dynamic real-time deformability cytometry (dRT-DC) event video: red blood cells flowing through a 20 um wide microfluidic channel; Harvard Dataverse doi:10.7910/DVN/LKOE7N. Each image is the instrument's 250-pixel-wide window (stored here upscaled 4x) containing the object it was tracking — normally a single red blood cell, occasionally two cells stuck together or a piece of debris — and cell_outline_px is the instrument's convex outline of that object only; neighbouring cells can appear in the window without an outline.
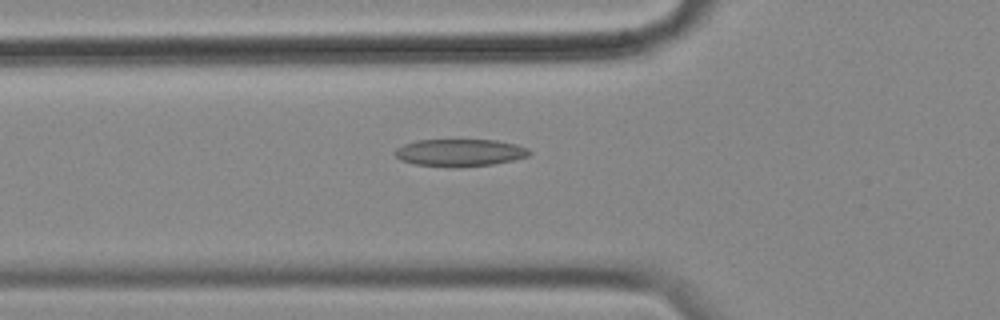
{"species": "common noctule bat (a hibernating species)", "species_latin": "Nyctalus noctula", "temperature_condition": "cold", "stored_images_in_passage": 38, "camera_frame_rate_fps": 3000, "um_per_image_px": 0.085, "animal": {"sex": "female", "body_mass_g": 18.4}, "frame": {"image": 1, "passage_image": 5, "time_ms": 1.333, "image_size_px": [1000, 320], "cell_outline_px": [[532, 152], [528, 156], [512, 160], [492, 164], [416, 164], [400, 160], [392, 152], [396, 148], [404, 144], [416, 140], [496, 140], [516, 144], [528, 148]], "centroid_in_image_um": [39.09, 12.92], "position_along_channel_um": 86.7, "area_um2": 20.4}}
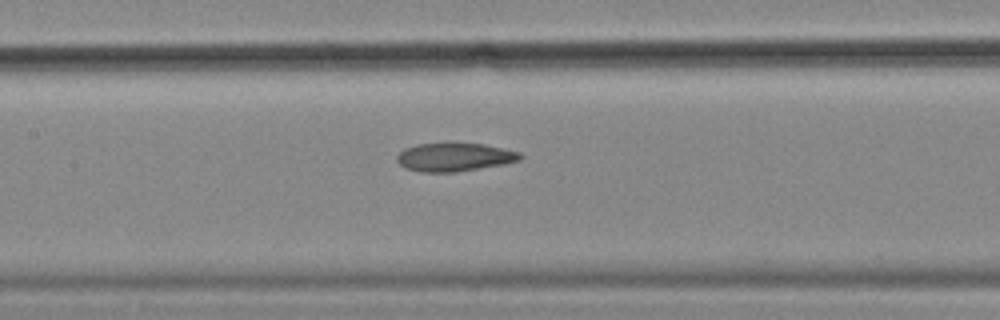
{"frame": {"image": 2, "passage_image": 12, "time_ms": 3.667, "image_size_px": [1000, 320], "cell_outline_px": [[524, 156], [520, 160], [504, 164], [452, 172], [420, 172], [404, 168], [396, 160], [396, 156], [404, 148], [416, 144], [484, 144], [520, 152]], "centroid_in_image_um": [38.61, 13.36], "position_along_channel_um": 168.8, "area_um2": 20.17}}
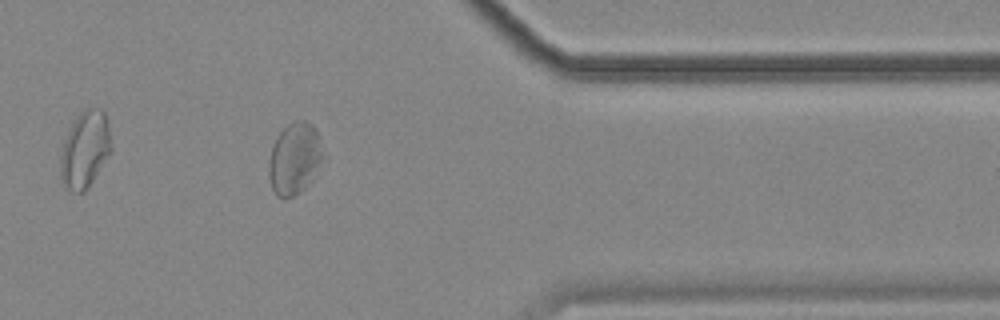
{"frame": {"image": 3, "passage_image": 32, "time_ms": 10.333, "image_size_px": [1000, 320], "cell_outline_px": [[320, 160], [304, 188], [292, 196], [284, 200], [276, 196], [272, 188], [268, 172], [268, 164], [272, 148], [280, 132], [288, 124], [296, 120], [304, 120], [312, 124], [316, 128], [320, 152]], "centroid_in_image_um": [24.96, 13.48], "position_along_channel_um": 386.4, "area_um2": 21.68}, "authors_computed_cell_mechanics": {"area_um2": 21.1837, "velocity_mm_per_s": 3.4961, "shape_relaxation_time_tau1_ms": null, "shape_relaxation_time_tau2_ms": 3.1467, "deformation_change_tau1": null, "deformation_change_tau2": 0.0988}}